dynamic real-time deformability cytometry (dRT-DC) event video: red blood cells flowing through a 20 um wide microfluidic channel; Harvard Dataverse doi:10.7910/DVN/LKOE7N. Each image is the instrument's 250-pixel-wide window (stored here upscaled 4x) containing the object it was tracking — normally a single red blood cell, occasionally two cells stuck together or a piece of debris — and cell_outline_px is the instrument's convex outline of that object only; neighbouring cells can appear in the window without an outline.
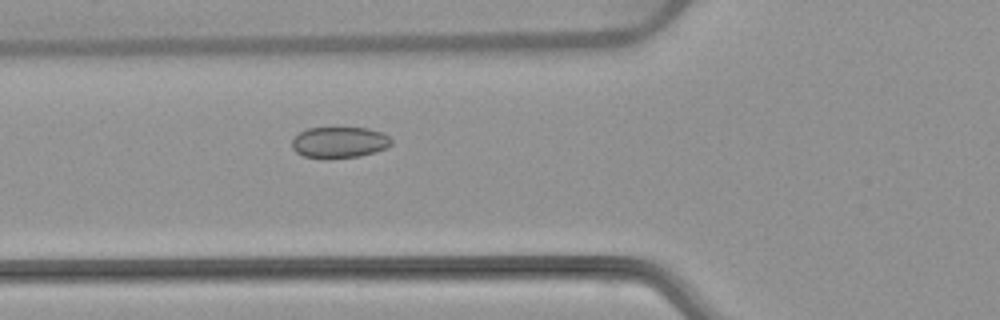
{"species": "common noctule bat (a hibernating species)", "species_latin": "Nyctalus noctula", "temperature_condition": "warm", "stored_images_in_passage": 5, "camera_frame_rate_fps": 3000, "um_per_image_px": 0.085, "animal": {"sex": "female", "body_mass_g": 22.7, "forearm_length_mm": 54.2}, "frame": {"image": 1, "passage_image": 5, "time_ms": 5.667, "image_size_px": [1000, 320], "cell_outline_px": [[392, 144], [388, 148], [376, 152], [360, 156], [328, 160], [304, 156], [296, 152], [292, 148], [292, 140], [300, 132], [308, 128], [368, 128], [380, 132], [388, 136], [392, 140]], "centroid_in_image_um": [28.86, 12.13], "position_along_channel_um": 96.9, "area_um2": 18.32}}